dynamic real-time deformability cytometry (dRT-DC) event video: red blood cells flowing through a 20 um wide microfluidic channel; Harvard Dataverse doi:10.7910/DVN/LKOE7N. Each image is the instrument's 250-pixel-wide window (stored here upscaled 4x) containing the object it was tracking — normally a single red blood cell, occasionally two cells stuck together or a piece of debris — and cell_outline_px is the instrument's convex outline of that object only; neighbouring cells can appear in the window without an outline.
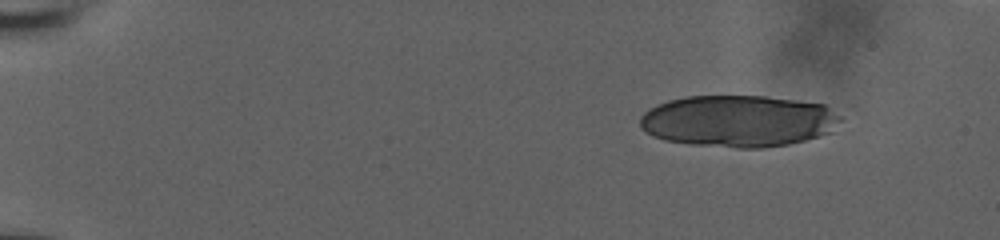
{"species": "human", "species_latin": "Homo sapiens", "temperature_condition": "room temperature", "stored_images_in_passage": 16, "camera_frame_rate_fps": 3000, "um_per_image_px": 0.085, "donor": {"sex": "male"}, "frame": {"image": 1, "passage_image": 1, "time_ms": 0.0, "image_size_px": [1000, 240], "cell_outline_px": [[840, 120], [832, 132], [820, 136], [788, 144], [764, 148], [736, 148], [688, 144], [664, 140], [648, 132], [640, 124], [640, 116], [648, 108], [656, 104], [668, 100], [688, 96], [764, 96], [824, 104], [840, 116]], "centroid_in_image_um": [62.75, 10.29], "position_along_channel_um": 22.2, "area_um2": 60.52}}